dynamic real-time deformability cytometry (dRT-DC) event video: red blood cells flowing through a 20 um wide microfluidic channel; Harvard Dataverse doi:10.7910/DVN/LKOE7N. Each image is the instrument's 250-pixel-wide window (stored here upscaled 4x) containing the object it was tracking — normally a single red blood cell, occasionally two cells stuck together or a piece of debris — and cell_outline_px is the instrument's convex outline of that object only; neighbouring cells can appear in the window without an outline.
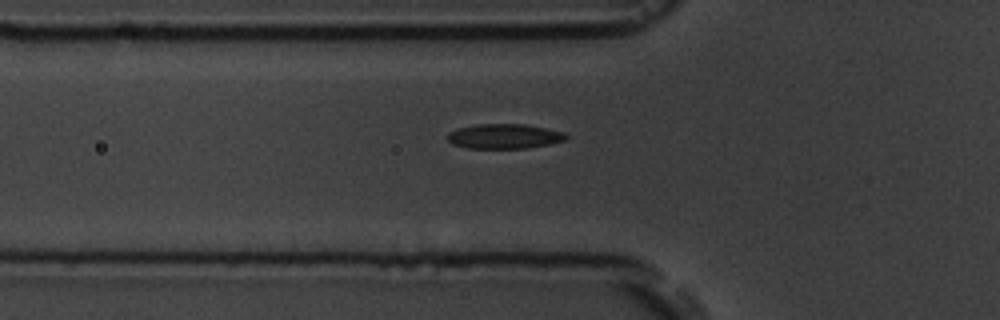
{"species": "common noctule bat (a hibernating species)", "species_latin": "Nyctalus noctula", "temperature_condition": "room temperature", "stored_images_in_passage": 5, "camera_frame_rate_fps": 3000, "um_per_image_px": 0.085, "animal": {"sex": "male", "body_mass_g": 19.5, "forearm_length_mm": 54.6}, "frame": {"image": 1, "passage_image": 5, "time_ms": 5.333, "image_size_px": [1000, 320], "cell_outline_px": [[568, 136], [564, 140], [548, 144], [528, 148], [468, 148], [452, 144], [448, 140], [448, 132], [460, 128], [476, 124], [524, 124], [564, 132]], "centroid_in_image_um": [42.85, 11.58], "position_along_channel_um": 83.0, "area_um2": 16.94}}